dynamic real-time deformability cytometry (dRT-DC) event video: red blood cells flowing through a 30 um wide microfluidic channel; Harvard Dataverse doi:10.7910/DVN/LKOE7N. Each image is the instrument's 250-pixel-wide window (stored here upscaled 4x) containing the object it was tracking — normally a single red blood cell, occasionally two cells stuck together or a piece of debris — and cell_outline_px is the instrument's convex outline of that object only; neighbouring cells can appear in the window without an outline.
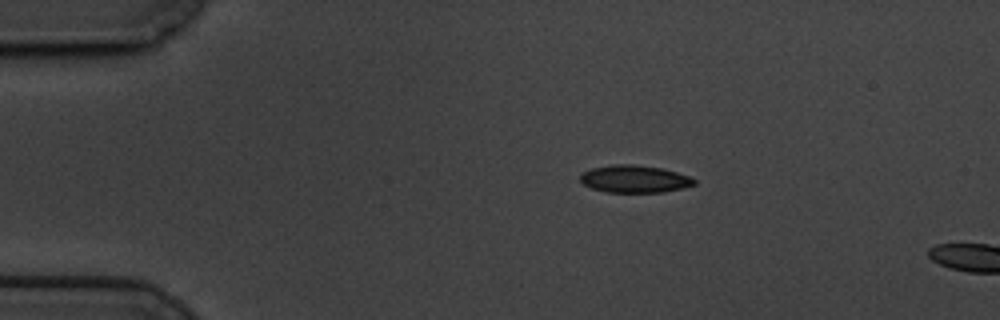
{"species": "common noctule bat (a hibernating species)", "species_latin": "Nyctalus noctula", "temperature_condition": "cold", "stored_images_in_passage": 4, "camera_frame_rate_fps": 3000, "um_per_image_px": 0.085, "animal": {"sex": "male", "body_mass_g": 19.5, "forearm_length_mm": 54.6}, "frame": {"image": 1, "passage_image": 1, "time_ms": 0.0, "image_size_px": [1000, 320], "cell_outline_px": [[696, 184], [664, 192], [608, 192], [592, 188], [584, 184], [580, 180], [580, 172], [592, 168], [612, 164], [632, 164], [664, 168], [688, 176], [696, 180]], "centroid_in_image_um": [53.91, 15.2], "position_along_channel_um": 31.1, "area_um2": 18.21}}